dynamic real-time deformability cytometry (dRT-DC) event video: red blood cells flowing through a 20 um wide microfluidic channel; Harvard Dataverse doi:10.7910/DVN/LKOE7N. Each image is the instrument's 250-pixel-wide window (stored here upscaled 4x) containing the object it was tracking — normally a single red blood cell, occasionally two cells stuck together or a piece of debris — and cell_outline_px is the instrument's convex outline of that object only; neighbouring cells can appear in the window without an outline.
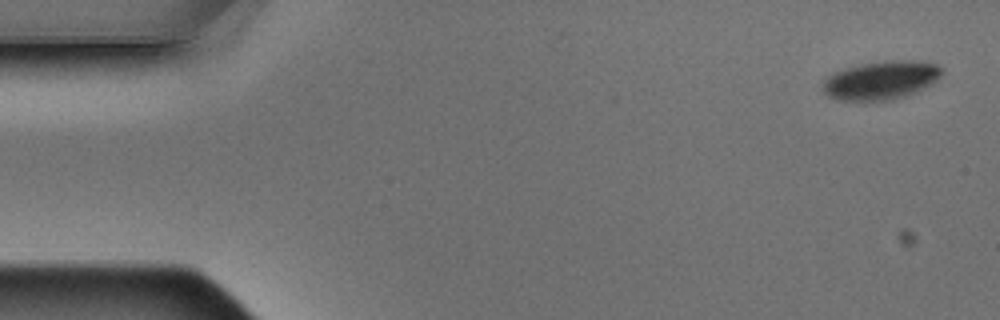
{"species": "Egyptian fruit bat (a non-hibernating species)", "species_latin": "Rousettus aegyptiacus", "temperature_condition": "warm", "stored_images_in_passage": 4, "camera_frame_rate_fps": 3000, "um_per_image_px": 0.085, "animal": {"sex": "male"}, "frame": {"image": 1, "passage_image": 1, "time_ms": 0.0, "image_size_px": [1000, 320], "cell_outline_px": [[944, 72], [936, 80], [904, 96], [892, 100], [836, 100], [828, 96], [824, 92], [824, 80], [832, 72], [864, 64], [892, 60], [916, 60], [936, 64], [944, 68]], "centroid_in_image_um": [74.88, 6.81], "position_along_channel_um": 10.1, "area_um2": 26.24}}
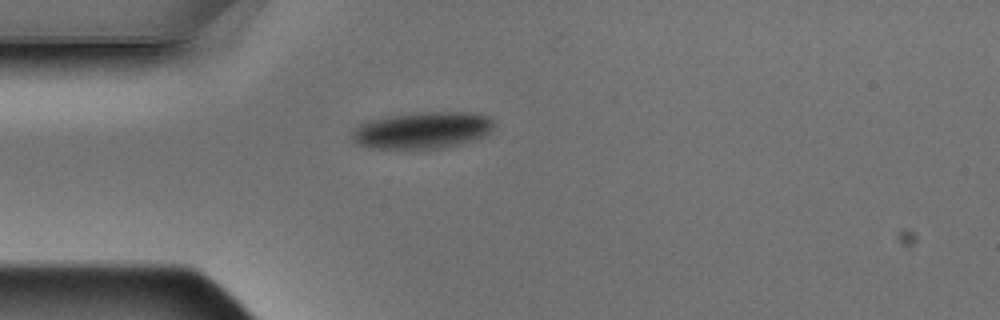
{"frame": {"image": 2, "passage_image": 4, "time_ms": 1.0, "image_size_px": [1000, 320], "cell_outline_px": [[496, 124], [492, 132], [484, 136], [460, 144], [440, 148], [372, 148], [360, 144], [352, 140], [352, 132], [360, 124], [368, 120], [384, 116], [420, 112], [476, 112], [488, 116]], "centroid_in_image_um": [35.95, 11.05], "position_along_channel_um": 49.0, "area_um2": 30.52}}